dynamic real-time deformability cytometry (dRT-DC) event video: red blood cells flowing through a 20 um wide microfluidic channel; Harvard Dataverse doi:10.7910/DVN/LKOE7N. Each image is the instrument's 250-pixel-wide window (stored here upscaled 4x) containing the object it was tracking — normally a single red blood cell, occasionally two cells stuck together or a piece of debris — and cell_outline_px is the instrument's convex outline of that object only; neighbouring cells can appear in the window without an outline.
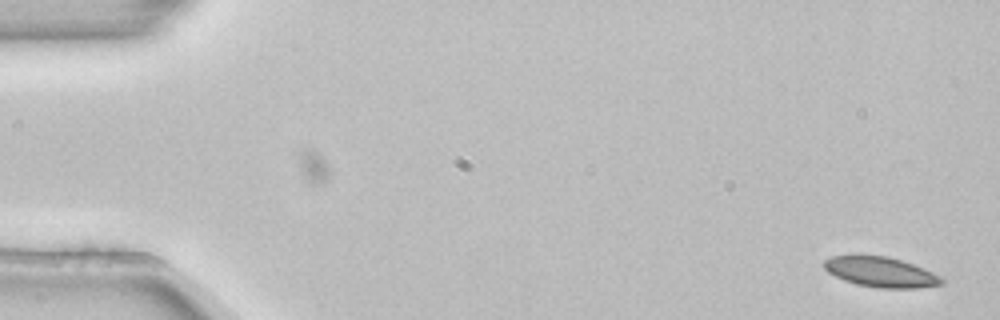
{"species": "common noctule bat (a hibernating species)", "species_latin": "Nyctalus noctula", "temperature_condition": "room temperature", "stored_images_in_passage": 50, "camera_frame_rate_fps": 3000, "um_per_image_px": 0.085, "animal": {"sex": "female", "body_mass_g": 22.7, "forearm_length_mm": 54.2}, "frame": {"image": 1, "passage_image": 1, "time_ms": 0.0, "image_size_px": [1000, 320], "cell_outline_px": [[944, 284], [920, 288], [880, 288], [856, 284], [844, 280], [828, 272], [824, 268], [824, 260], [832, 256], [856, 252], [860, 252], [888, 256], [912, 264], [932, 272], [940, 276], [944, 280]], "centroid_in_image_um": [74.81, 23.08], "position_along_channel_um": 10.2, "area_um2": 21.27}}
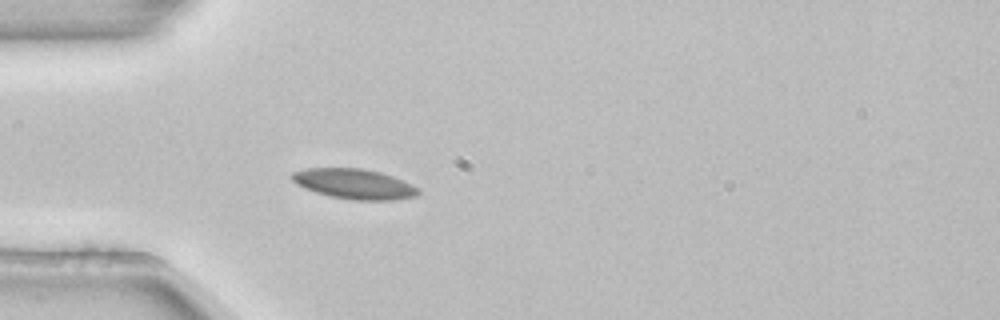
{"frame": {"image": 2, "passage_image": 15, "time_ms": 4.667, "image_size_px": [1000, 320], "cell_outline_px": [[420, 192], [416, 196], [396, 200], [352, 200], [332, 196], [316, 192], [304, 188], [296, 184], [292, 180], [292, 172], [308, 168], [360, 168], [380, 172], [404, 180], [420, 188]], "centroid_in_image_um": [30.15, 15.63], "position_along_channel_um": 54.9, "area_um2": 22.2}}
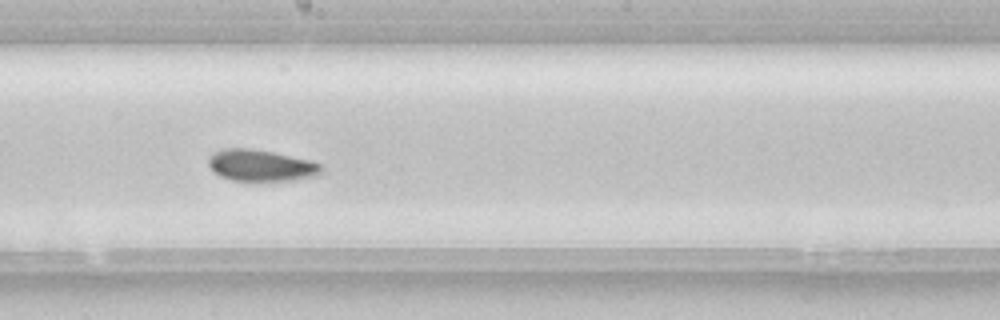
{"frame": {"image": 3, "passage_image": 29, "time_ms": 9.333, "image_size_px": [1000, 320], "cell_outline_px": [[324, 168], [320, 176], [292, 180], [232, 180], [220, 176], [208, 164], [208, 156], [212, 152], [220, 148], [248, 148], [272, 152], [308, 160], [320, 164]], "centroid_in_image_um": [22.18, 14.05], "position_along_channel_um": 226.0, "area_um2": 20.69}, "authors_computed_cell_mechanics": {"area_um2": 20.9814, "velocity_mm_per_s": 3.8211, "shape_relaxation_time_tau1_ms": null, "shape_relaxation_time_tau2_ms": 1.7557, "deformation_change_tau1": null, "deformation_change_tau2": 0.0421}}